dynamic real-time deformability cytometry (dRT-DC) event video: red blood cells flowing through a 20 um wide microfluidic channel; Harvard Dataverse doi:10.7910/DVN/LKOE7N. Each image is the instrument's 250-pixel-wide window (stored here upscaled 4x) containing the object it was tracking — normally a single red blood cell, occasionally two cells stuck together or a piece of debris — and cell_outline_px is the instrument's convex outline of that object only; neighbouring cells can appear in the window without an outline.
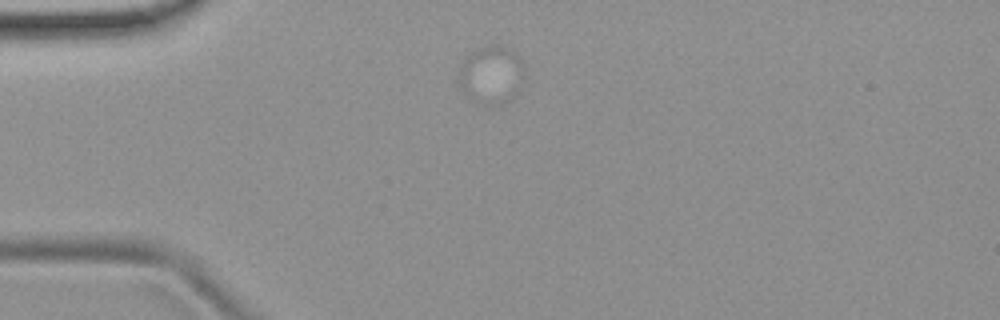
{"species": "common noctule bat (a hibernating species)", "species_latin": "Nyctalus noctula", "temperature_condition": "room temperature", "stored_images_in_passage": 3, "camera_frame_rate_fps": 3000, "um_per_image_px": 0.085, "animal": {"sex": "female", "body_mass_g": 19.9}, "frame": {"image": 1, "passage_image": 1, "time_ms": 0.0, "image_size_px": [1000, 320], "cell_outline_px": [[524, 68], [464, 88], [460, 88], [460, 72], [464, 60], [472, 52], [488, 44], [500, 44], [512, 48], [520, 56], [524, 64]], "centroid_in_image_um": [41.58, 5.47], "position_along_channel_um": 43.4, "area_um2": 13.12}}
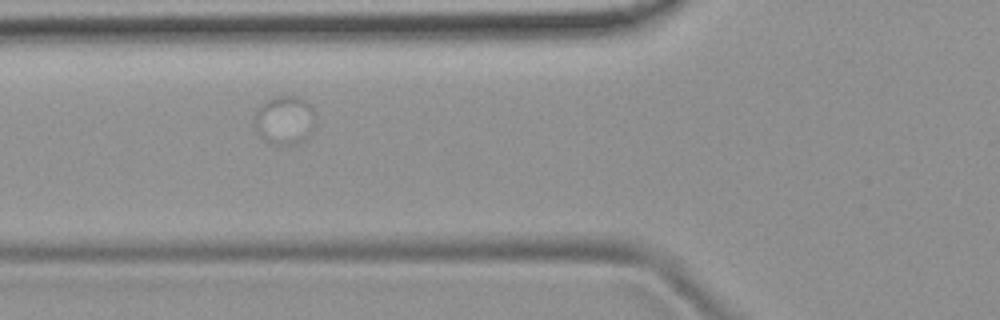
{"frame": {"image": 2, "passage_image": 3, "time_ms": 0.667, "image_size_px": [1000, 320], "cell_outline_px": [[316, 124], [308, 140], [296, 144], [276, 144], [268, 140], [256, 132], [256, 112], [260, 104], [276, 96], [300, 96], [308, 100], [312, 104], [316, 116]], "centroid_in_image_um": [24.3, 10.19], "position_along_channel_um": 101.5, "area_um2": 17.63}}